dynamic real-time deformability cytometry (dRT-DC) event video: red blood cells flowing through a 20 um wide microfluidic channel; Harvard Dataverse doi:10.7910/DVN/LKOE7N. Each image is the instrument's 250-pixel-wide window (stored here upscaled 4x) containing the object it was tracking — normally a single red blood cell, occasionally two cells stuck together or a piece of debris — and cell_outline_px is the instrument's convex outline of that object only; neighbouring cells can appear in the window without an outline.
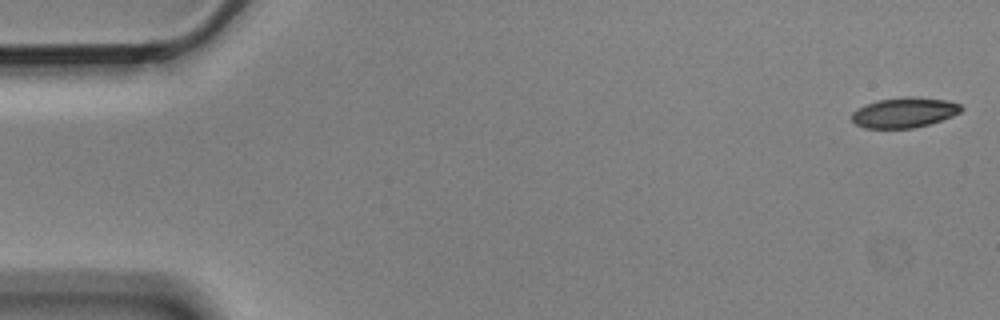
{"species": "Egyptian fruit bat (a non-hibernating species)", "species_latin": "Rousettus aegyptiacus", "temperature_condition": "cold", "stored_images_in_passage": 5, "camera_frame_rate_fps": 3000, "um_per_image_px": 0.085, "animal": {"sex": "male"}, "frame": {"image": 1, "passage_image": 1, "time_ms": 0.0, "image_size_px": [1000, 320], "cell_outline_px": [[964, 108], [960, 112], [952, 116], [928, 124], [912, 128], [864, 128], [856, 124], [852, 120], [852, 112], [868, 104], [880, 100], [904, 96], [912, 96], [948, 100], [960, 104]], "centroid_in_image_um": [76.89, 9.56], "position_along_channel_um": 8.1, "area_um2": 19.07}}
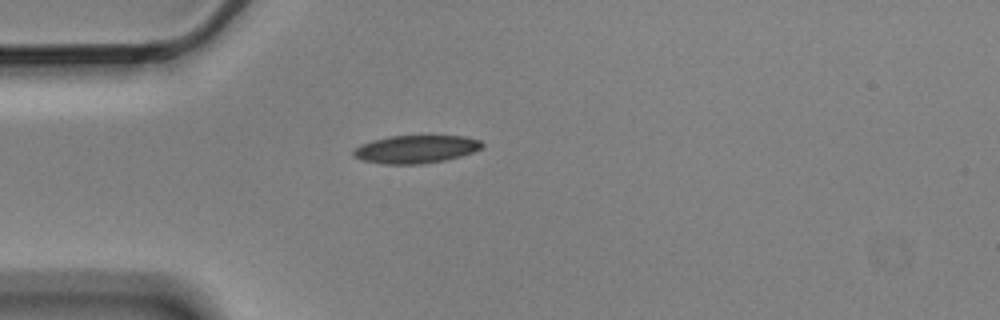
{"frame": {"image": 2, "passage_image": 5, "time_ms": 1.333, "image_size_px": [1000, 320], "cell_outline_px": [[484, 148], [460, 156], [444, 160], [420, 164], [384, 164], [364, 160], [356, 156], [352, 152], [360, 144], [372, 140], [388, 136], [464, 136], [480, 140], [484, 144]], "centroid_in_image_um": [35.38, 12.67], "position_along_channel_um": 49.6, "area_um2": 20.81}}